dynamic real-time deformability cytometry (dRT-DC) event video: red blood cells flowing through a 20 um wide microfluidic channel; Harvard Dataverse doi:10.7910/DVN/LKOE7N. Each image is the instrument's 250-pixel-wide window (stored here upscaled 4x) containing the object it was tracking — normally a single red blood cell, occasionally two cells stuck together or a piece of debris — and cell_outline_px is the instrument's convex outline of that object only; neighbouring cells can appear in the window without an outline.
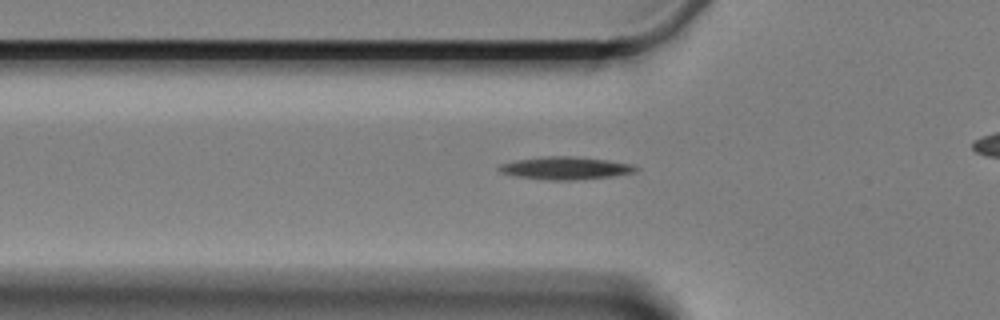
{"species": "Egyptian fruit bat (a non-hibernating species)", "species_latin": "Rousettus aegyptiacus", "temperature_condition": "cold", "stored_images_in_passage": 43, "camera_frame_rate_fps": 3000, "um_per_image_px": 0.085, "animal": {"sex": "female"}, "frame": {"image": 1, "passage_image": 11, "time_ms": 3.333, "image_size_px": [1000, 320], "cell_outline_px": [[640, 168], [636, 172], [612, 176], [572, 180], [548, 180], [516, 176], [500, 172], [496, 168], [500, 164], [516, 160], [544, 156], [572, 156], [604, 160], [632, 164]], "centroid_in_image_um": [48.04, 14.29], "position_along_channel_um": 77.8, "area_um2": 17.98}}
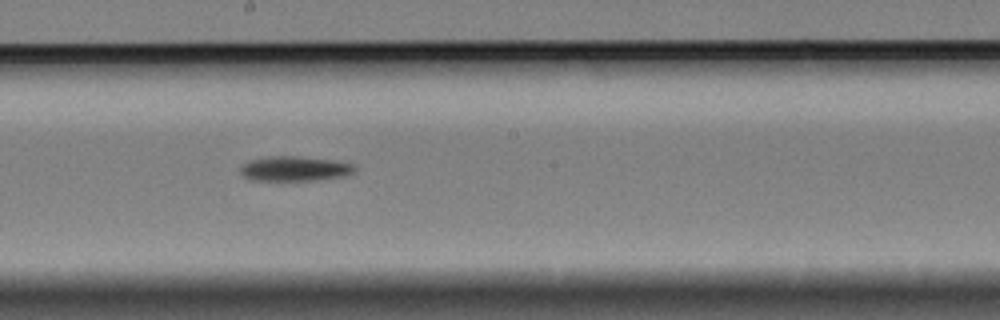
{"frame": {"image": 2, "passage_image": 24, "time_ms": 7.667, "image_size_px": [1000, 320], "cell_outline_px": [[356, 172], [344, 176], [312, 180], [252, 180], [244, 176], [240, 172], [240, 168], [244, 164], [252, 160], [272, 156], [292, 156], [328, 160], [356, 164]], "centroid_in_image_um": [25.08, 14.34], "position_along_channel_um": 223.1, "area_um2": 16.18}}
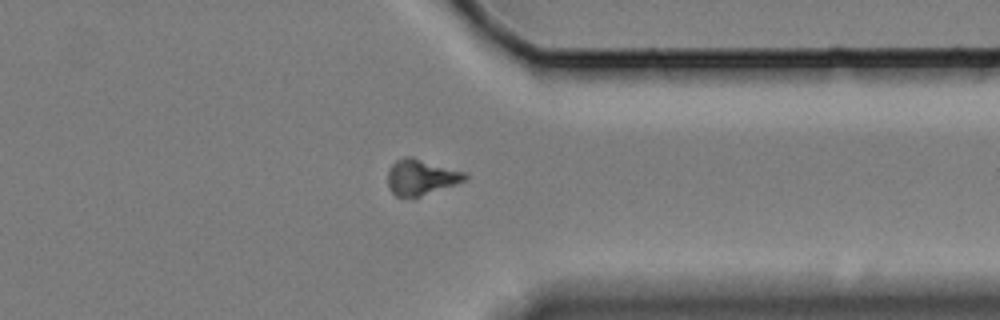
{"frame": {"image": 3, "passage_image": 38, "time_ms": 12.333, "image_size_px": [1000, 320], "cell_outline_px": [[468, 176], [464, 180], [420, 196], [396, 196], [392, 192], [388, 184], [388, 172], [392, 164], [396, 160], [408, 156], [412, 156], [468, 172]], "centroid_in_image_um": [35.8, 15.02], "position_along_channel_um": 375.6, "area_um2": 15.84}}